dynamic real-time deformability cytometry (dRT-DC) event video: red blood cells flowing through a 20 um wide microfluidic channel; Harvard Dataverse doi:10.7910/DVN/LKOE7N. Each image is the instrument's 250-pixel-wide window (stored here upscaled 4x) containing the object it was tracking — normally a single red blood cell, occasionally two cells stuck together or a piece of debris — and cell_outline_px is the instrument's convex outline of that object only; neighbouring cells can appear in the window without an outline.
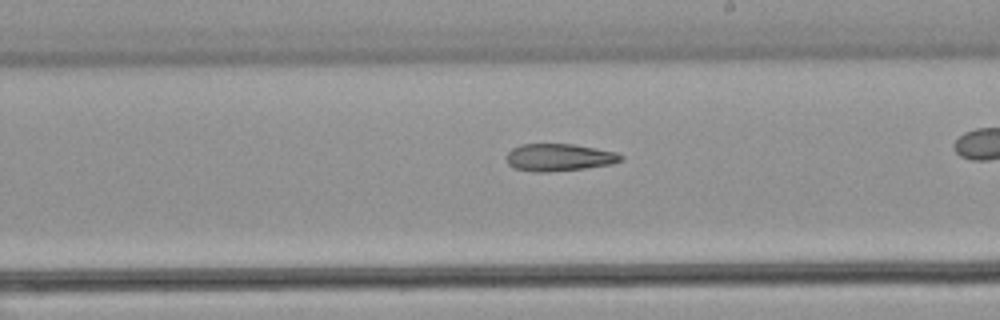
{"species": "common noctule bat (a hibernating species)", "species_latin": "Nyctalus noctula", "temperature_condition": "warm", "stored_images_in_passage": 19, "camera_frame_rate_fps": 3000, "um_per_image_px": 0.085, "animal": {"sex": "male", "body_mass_g": 21.5, "forearm_length_mm": 52.0}, "frame": {"image": 1, "passage_image": 11, "time_ms": 3.333, "image_size_px": [1000, 320], "cell_outline_px": [[624, 160], [612, 164], [584, 168], [548, 172], [536, 172], [512, 168], [508, 164], [508, 152], [512, 148], [520, 144], [572, 144], [596, 148], [616, 152], [624, 156]], "centroid_in_image_um": [47.54, 13.38], "position_along_channel_um": 241.5, "area_um2": 18.26}}